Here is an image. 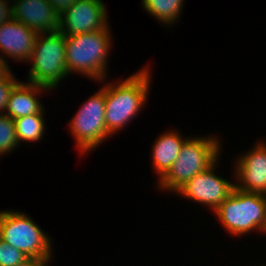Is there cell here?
<instances>
[{
  "instance_id": "obj_12",
  "label": "cell",
  "mask_w": 266,
  "mask_h": 266,
  "mask_svg": "<svg viewBox=\"0 0 266 266\" xmlns=\"http://www.w3.org/2000/svg\"><path fill=\"white\" fill-rule=\"evenodd\" d=\"M37 33L23 23L12 19L0 25V51L9 58L29 61Z\"/></svg>"
},
{
  "instance_id": "obj_18",
  "label": "cell",
  "mask_w": 266,
  "mask_h": 266,
  "mask_svg": "<svg viewBox=\"0 0 266 266\" xmlns=\"http://www.w3.org/2000/svg\"><path fill=\"white\" fill-rule=\"evenodd\" d=\"M28 256L22 251L3 241L0 242V266H17Z\"/></svg>"
},
{
  "instance_id": "obj_22",
  "label": "cell",
  "mask_w": 266,
  "mask_h": 266,
  "mask_svg": "<svg viewBox=\"0 0 266 266\" xmlns=\"http://www.w3.org/2000/svg\"><path fill=\"white\" fill-rule=\"evenodd\" d=\"M51 260L50 258L42 257H28L24 262L18 264L17 266H47Z\"/></svg>"
},
{
  "instance_id": "obj_17",
  "label": "cell",
  "mask_w": 266,
  "mask_h": 266,
  "mask_svg": "<svg viewBox=\"0 0 266 266\" xmlns=\"http://www.w3.org/2000/svg\"><path fill=\"white\" fill-rule=\"evenodd\" d=\"M14 120L6 114H0V155L9 153L19 144Z\"/></svg>"
},
{
  "instance_id": "obj_19",
  "label": "cell",
  "mask_w": 266,
  "mask_h": 266,
  "mask_svg": "<svg viewBox=\"0 0 266 266\" xmlns=\"http://www.w3.org/2000/svg\"><path fill=\"white\" fill-rule=\"evenodd\" d=\"M19 81L14 78V75L11 74L7 79L0 81V112L1 114L6 108L7 101L9 99L10 93L13 90L14 86Z\"/></svg>"
},
{
  "instance_id": "obj_13",
  "label": "cell",
  "mask_w": 266,
  "mask_h": 266,
  "mask_svg": "<svg viewBox=\"0 0 266 266\" xmlns=\"http://www.w3.org/2000/svg\"><path fill=\"white\" fill-rule=\"evenodd\" d=\"M49 88L36 85L31 82H18L10 93L9 99L4 110V114L11 117L13 120L19 117L28 116L31 114H39L44 108L41 105L37 93L45 92Z\"/></svg>"
},
{
  "instance_id": "obj_5",
  "label": "cell",
  "mask_w": 266,
  "mask_h": 266,
  "mask_svg": "<svg viewBox=\"0 0 266 266\" xmlns=\"http://www.w3.org/2000/svg\"><path fill=\"white\" fill-rule=\"evenodd\" d=\"M65 35L59 31L38 34L32 55L28 82L53 89L68 76Z\"/></svg>"
},
{
  "instance_id": "obj_16",
  "label": "cell",
  "mask_w": 266,
  "mask_h": 266,
  "mask_svg": "<svg viewBox=\"0 0 266 266\" xmlns=\"http://www.w3.org/2000/svg\"><path fill=\"white\" fill-rule=\"evenodd\" d=\"M184 0H142L144 9L157 20L170 26L179 18ZM174 22V23H173Z\"/></svg>"
},
{
  "instance_id": "obj_8",
  "label": "cell",
  "mask_w": 266,
  "mask_h": 266,
  "mask_svg": "<svg viewBox=\"0 0 266 266\" xmlns=\"http://www.w3.org/2000/svg\"><path fill=\"white\" fill-rule=\"evenodd\" d=\"M107 18L102 0H77L60 15L58 31L71 36L104 30Z\"/></svg>"
},
{
  "instance_id": "obj_7",
  "label": "cell",
  "mask_w": 266,
  "mask_h": 266,
  "mask_svg": "<svg viewBox=\"0 0 266 266\" xmlns=\"http://www.w3.org/2000/svg\"><path fill=\"white\" fill-rule=\"evenodd\" d=\"M69 125L81 154L95 149L105 138L111 136L105 125L104 85L85 101Z\"/></svg>"
},
{
  "instance_id": "obj_20",
  "label": "cell",
  "mask_w": 266,
  "mask_h": 266,
  "mask_svg": "<svg viewBox=\"0 0 266 266\" xmlns=\"http://www.w3.org/2000/svg\"><path fill=\"white\" fill-rule=\"evenodd\" d=\"M7 0H0V25L13 19V6L8 5Z\"/></svg>"
},
{
  "instance_id": "obj_6",
  "label": "cell",
  "mask_w": 266,
  "mask_h": 266,
  "mask_svg": "<svg viewBox=\"0 0 266 266\" xmlns=\"http://www.w3.org/2000/svg\"><path fill=\"white\" fill-rule=\"evenodd\" d=\"M1 241L22 251L28 257L51 258V240L27 214L0 212Z\"/></svg>"
},
{
  "instance_id": "obj_24",
  "label": "cell",
  "mask_w": 266,
  "mask_h": 266,
  "mask_svg": "<svg viewBox=\"0 0 266 266\" xmlns=\"http://www.w3.org/2000/svg\"><path fill=\"white\" fill-rule=\"evenodd\" d=\"M263 196H264V199H265V203H266V193H264V194H263Z\"/></svg>"
},
{
  "instance_id": "obj_11",
  "label": "cell",
  "mask_w": 266,
  "mask_h": 266,
  "mask_svg": "<svg viewBox=\"0 0 266 266\" xmlns=\"http://www.w3.org/2000/svg\"><path fill=\"white\" fill-rule=\"evenodd\" d=\"M14 2L13 19L37 34L58 31L60 15L48 0H14Z\"/></svg>"
},
{
  "instance_id": "obj_14",
  "label": "cell",
  "mask_w": 266,
  "mask_h": 266,
  "mask_svg": "<svg viewBox=\"0 0 266 266\" xmlns=\"http://www.w3.org/2000/svg\"><path fill=\"white\" fill-rule=\"evenodd\" d=\"M187 139L181 137L179 132L170 131L162 133L155 141L152 149V164L159 175V181L171 169Z\"/></svg>"
},
{
  "instance_id": "obj_23",
  "label": "cell",
  "mask_w": 266,
  "mask_h": 266,
  "mask_svg": "<svg viewBox=\"0 0 266 266\" xmlns=\"http://www.w3.org/2000/svg\"><path fill=\"white\" fill-rule=\"evenodd\" d=\"M0 55V81L7 79L12 73L10 72L9 65L6 62L7 60Z\"/></svg>"
},
{
  "instance_id": "obj_1",
  "label": "cell",
  "mask_w": 266,
  "mask_h": 266,
  "mask_svg": "<svg viewBox=\"0 0 266 266\" xmlns=\"http://www.w3.org/2000/svg\"><path fill=\"white\" fill-rule=\"evenodd\" d=\"M149 72L144 68L121 83L105 86V125L110 135L126 126L143 108L151 83Z\"/></svg>"
},
{
  "instance_id": "obj_15",
  "label": "cell",
  "mask_w": 266,
  "mask_h": 266,
  "mask_svg": "<svg viewBox=\"0 0 266 266\" xmlns=\"http://www.w3.org/2000/svg\"><path fill=\"white\" fill-rule=\"evenodd\" d=\"M43 112L44 109L39 114H31L14 119L16 137L19 143L22 141L34 142L41 140L45 130Z\"/></svg>"
},
{
  "instance_id": "obj_3",
  "label": "cell",
  "mask_w": 266,
  "mask_h": 266,
  "mask_svg": "<svg viewBox=\"0 0 266 266\" xmlns=\"http://www.w3.org/2000/svg\"><path fill=\"white\" fill-rule=\"evenodd\" d=\"M220 145L219 139L212 136L188 138L171 169L159 181L160 188L177 192L195 175L205 171L219 159Z\"/></svg>"
},
{
  "instance_id": "obj_2",
  "label": "cell",
  "mask_w": 266,
  "mask_h": 266,
  "mask_svg": "<svg viewBox=\"0 0 266 266\" xmlns=\"http://www.w3.org/2000/svg\"><path fill=\"white\" fill-rule=\"evenodd\" d=\"M110 28L84 34L65 36L66 67L93 80L103 81L111 47Z\"/></svg>"
},
{
  "instance_id": "obj_4",
  "label": "cell",
  "mask_w": 266,
  "mask_h": 266,
  "mask_svg": "<svg viewBox=\"0 0 266 266\" xmlns=\"http://www.w3.org/2000/svg\"><path fill=\"white\" fill-rule=\"evenodd\" d=\"M213 212L232 235H244L253 229L266 233V203L261 193L234 188Z\"/></svg>"
},
{
  "instance_id": "obj_10",
  "label": "cell",
  "mask_w": 266,
  "mask_h": 266,
  "mask_svg": "<svg viewBox=\"0 0 266 266\" xmlns=\"http://www.w3.org/2000/svg\"><path fill=\"white\" fill-rule=\"evenodd\" d=\"M256 145L251 151L237 158L235 175L239 182L235 183V188L264 194L266 193V144L260 142Z\"/></svg>"
},
{
  "instance_id": "obj_21",
  "label": "cell",
  "mask_w": 266,
  "mask_h": 266,
  "mask_svg": "<svg viewBox=\"0 0 266 266\" xmlns=\"http://www.w3.org/2000/svg\"><path fill=\"white\" fill-rule=\"evenodd\" d=\"M50 4L54 7L56 12L61 15L69 7H71L77 0H48Z\"/></svg>"
},
{
  "instance_id": "obj_9",
  "label": "cell",
  "mask_w": 266,
  "mask_h": 266,
  "mask_svg": "<svg viewBox=\"0 0 266 266\" xmlns=\"http://www.w3.org/2000/svg\"><path fill=\"white\" fill-rule=\"evenodd\" d=\"M216 160L205 171L198 173L176 193L194 202L207 205L216 210L232 193L235 183L216 176L214 173Z\"/></svg>"
}]
</instances>
